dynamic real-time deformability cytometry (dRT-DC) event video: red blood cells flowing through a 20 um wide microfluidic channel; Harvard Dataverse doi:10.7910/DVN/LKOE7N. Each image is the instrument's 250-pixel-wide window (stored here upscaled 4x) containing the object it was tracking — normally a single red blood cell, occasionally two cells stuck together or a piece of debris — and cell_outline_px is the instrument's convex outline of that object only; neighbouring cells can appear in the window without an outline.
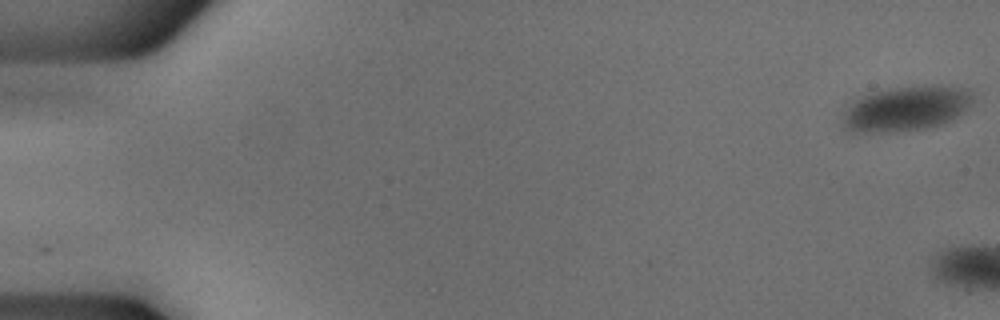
{"species": "common noctule bat (a hibernating species)", "species_latin": "Nyctalus noctula", "temperature_condition": "cold", "stored_images_in_passage": 5, "camera_frame_rate_fps": 3000, "um_per_image_px": 0.085, "animal": {"sex": "male", "body_mass_g": 18.8}, "frame": {"image": 1, "passage_image": 1, "time_ms": 0.0, "image_size_px": [1000, 320], "cell_outline_px": [[972, 100], [956, 116], [940, 124], [924, 128], [896, 132], [860, 132], [848, 128], [844, 124], [844, 112], [856, 100], [872, 92], [892, 88], [936, 84], [968, 88], [972, 96]], "centroid_in_image_um": [77.04, 9.2], "position_along_channel_um": 8.0, "area_um2": 33.29}}